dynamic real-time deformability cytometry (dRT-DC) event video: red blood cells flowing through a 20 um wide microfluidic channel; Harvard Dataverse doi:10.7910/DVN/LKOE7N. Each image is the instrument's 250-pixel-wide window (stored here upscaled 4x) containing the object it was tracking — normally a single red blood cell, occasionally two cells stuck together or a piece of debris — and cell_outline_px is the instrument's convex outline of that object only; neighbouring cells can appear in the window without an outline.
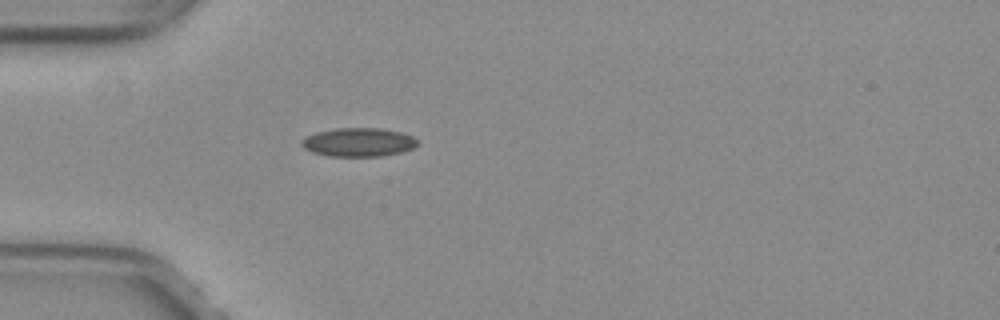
{"species": "common noctule bat (a hibernating species)", "species_latin": "Nyctalus noctula", "temperature_condition": "warm", "stored_images_in_passage": 37, "camera_frame_rate_fps": 3000, "um_per_image_px": 0.085, "animal": {"sex": "female", "body_mass_g": 29.2, "forearm_length_mm": 56.3}, "frame": {"image": 1, "passage_image": 1, "time_ms": 0.0, "image_size_px": [1000, 320], "cell_outline_px": [[420, 144], [412, 148], [400, 152], [384, 156], [328, 156], [312, 152], [304, 148], [300, 144], [300, 140], [304, 136], [316, 132], [336, 128], [380, 128], [400, 132], [412, 136], [420, 140]], "centroid_in_image_um": [30.46, 12.08], "position_along_channel_um": 54.5, "area_um2": 19.59}}
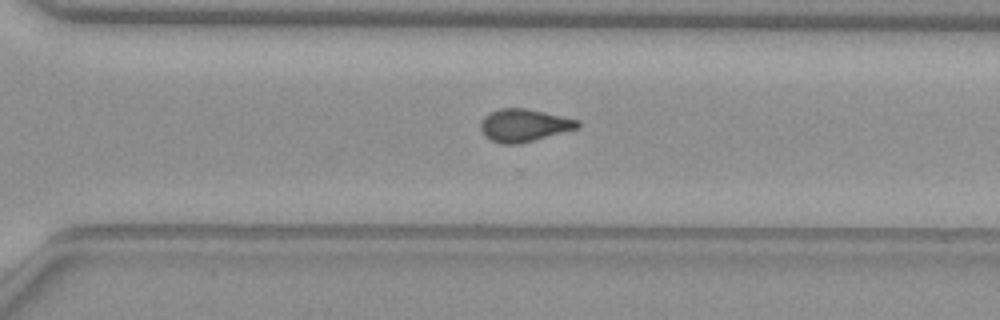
{"frame": {"image": 2, "passage_image": 22, "time_ms": 7.0, "image_size_px": [1000, 320], "cell_outline_px": [[580, 128], [520, 144], [500, 144], [484, 136], [480, 128], [480, 124], [484, 116], [500, 108], [524, 108], [580, 120]], "centroid_in_image_um": [44.55, 10.66], "position_along_channel_um": 326.1, "area_um2": 18.5}}
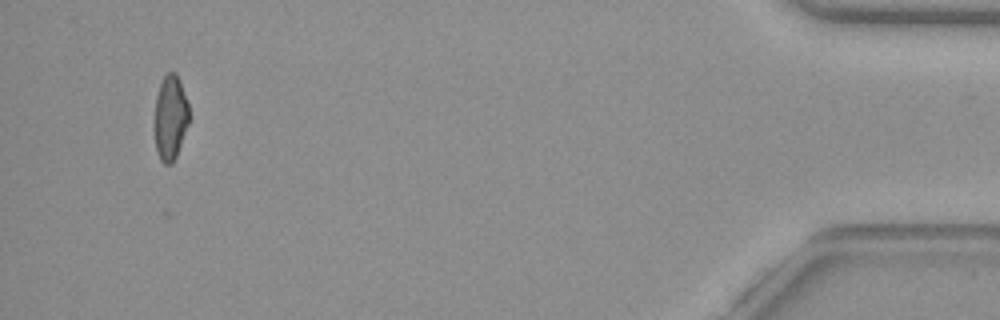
{"frame": {"image": 3, "passage_image": 35, "time_ms": 11.333, "image_size_px": [1000, 320], "cell_outline_px": [[188, 124], [176, 156], [172, 164], [164, 164], [160, 160], [156, 148], [156, 96], [160, 84], [164, 76], [168, 72], [176, 72], [180, 80], [188, 104]], "centroid_in_image_um": [14.49, 9.98], "position_along_channel_um": 420.7, "area_um2": 16.65}, "authors_computed_cell_mechanics": {"area_um2": 18.4382, "velocity_mm_per_s": 4.0085, "shape_relaxation_time_tau1_ms": null, "shape_relaxation_time_tau2_ms": 1.5749, "deformation_change_tau1": null, "deformation_change_tau2": 0.06}}